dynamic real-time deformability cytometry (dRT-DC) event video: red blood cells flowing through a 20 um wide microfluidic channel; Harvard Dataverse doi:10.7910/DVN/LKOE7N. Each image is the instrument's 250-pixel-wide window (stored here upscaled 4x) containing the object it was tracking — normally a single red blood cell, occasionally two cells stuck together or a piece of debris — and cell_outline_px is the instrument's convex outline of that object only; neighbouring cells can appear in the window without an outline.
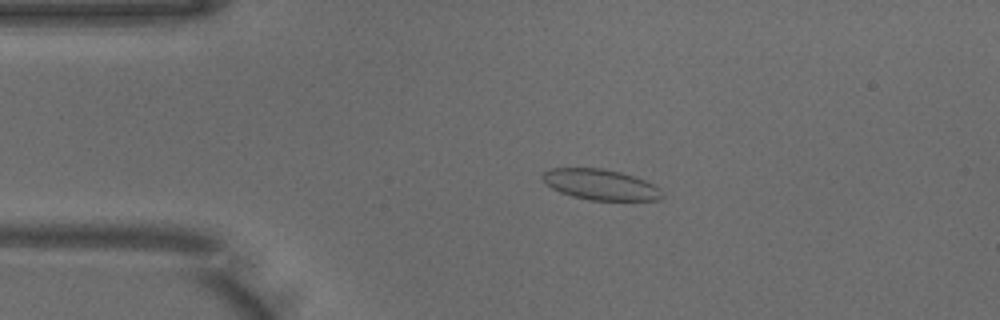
{"species": "common noctule bat (a hibernating species)", "species_latin": "Nyctalus noctula", "temperature_condition": "warm", "stored_images_in_passage": 46, "camera_frame_rate_fps": 3000, "um_per_image_px": 0.085, "animal": {"sex": "male", "body_mass_g": 18.8}, "frame": {"image": 1, "passage_image": 6, "time_ms": 1.667, "image_size_px": [1000, 320], "cell_outline_px": [[664, 196], [660, 200], [588, 200], [572, 196], [560, 192], [552, 188], [540, 176], [548, 168], [600, 168], [620, 172], [644, 180], [660, 188]], "centroid_in_image_um": [51.04, 15.69], "position_along_channel_um": 34.0, "area_um2": 21.27}}
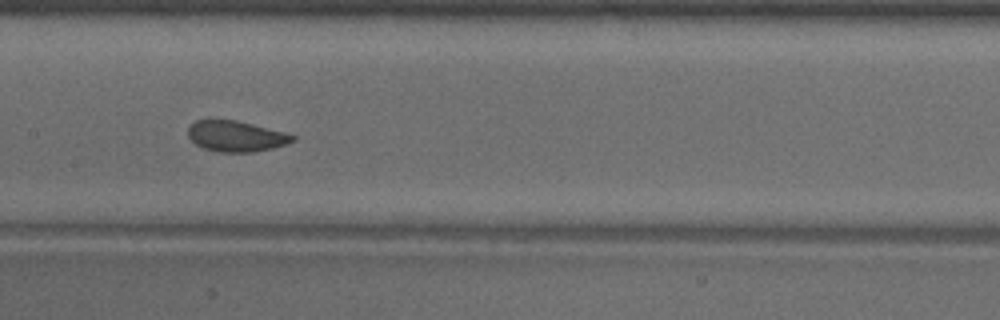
{"frame": {"image": 2, "passage_image": 20, "time_ms": 6.333, "image_size_px": [1000, 320], "cell_outline_px": [[296, 140], [272, 148], [252, 152], [216, 152], [204, 148], [196, 144], [188, 136], [188, 128], [196, 120], [236, 120], [284, 132], [296, 136]], "centroid_in_image_um": [20.05, 11.58], "position_along_channel_um": 187.3, "area_um2": 18.55}}
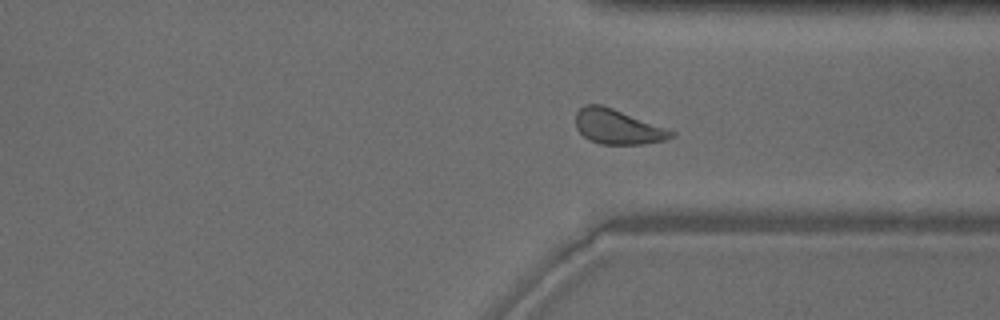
{"frame": {"image": 3, "passage_image": 33, "time_ms": 10.667, "image_size_px": [1000, 320], "cell_outline_px": [[676, 136], [664, 140], [644, 144], [600, 144], [588, 140], [576, 128], [576, 112], [584, 104], [600, 104], [612, 108], [676, 132]], "centroid_in_image_um": [52.48, 10.78], "position_along_channel_um": 358.9, "area_um2": 19.25}, "authors_computed_cell_mechanics": {"area_um2": 19.8543, "velocity_mm_per_s": 3.9622, "shape_relaxation_time_tau1_ms": 2.7332, "shape_relaxation_time_tau2_ms": 0.9386, "deformation_change_tau1": 0.0868, "deformation_change_tau2": 0.0444}}